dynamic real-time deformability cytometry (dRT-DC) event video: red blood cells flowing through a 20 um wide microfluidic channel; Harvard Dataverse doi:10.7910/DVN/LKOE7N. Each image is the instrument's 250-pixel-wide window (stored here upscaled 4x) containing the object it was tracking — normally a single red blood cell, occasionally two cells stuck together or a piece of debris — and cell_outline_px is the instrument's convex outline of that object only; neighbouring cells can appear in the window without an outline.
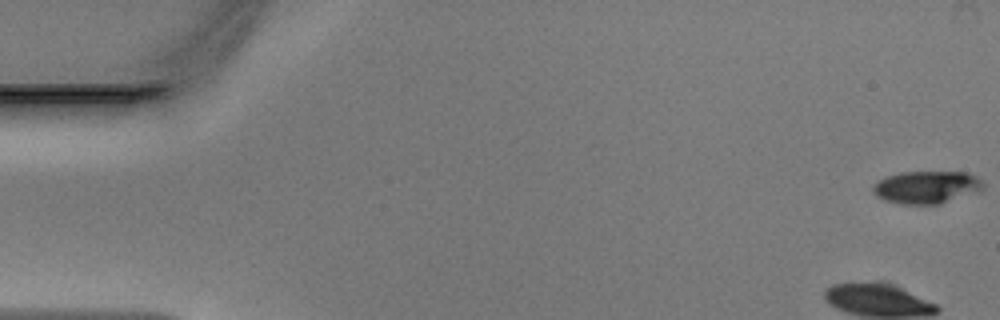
{"species": "Egyptian fruit bat (a non-hibernating species)", "species_latin": "Rousettus aegyptiacus", "temperature_condition": "warm", "stored_images_in_passage": 42, "camera_frame_rate_fps": 3000, "um_per_image_px": 0.085, "animal": {"sex": "male"}, "frame": {"image": 1, "passage_image": 1, "time_ms": 0.0, "image_size_px": [1000, 320], "cell_outline_px": [[984, 188], [940, 204], [900, 204], [884, 200], [876, 196], [872, 192], [872, 188], [880, 180], [888, 176], [900, 172], [964, 172], [976, 176], [984, 184]], "centroid_in_image_um": [78.72, 15.91], "position_along_channel_um": 6.3, "area_um2": 20.63}}